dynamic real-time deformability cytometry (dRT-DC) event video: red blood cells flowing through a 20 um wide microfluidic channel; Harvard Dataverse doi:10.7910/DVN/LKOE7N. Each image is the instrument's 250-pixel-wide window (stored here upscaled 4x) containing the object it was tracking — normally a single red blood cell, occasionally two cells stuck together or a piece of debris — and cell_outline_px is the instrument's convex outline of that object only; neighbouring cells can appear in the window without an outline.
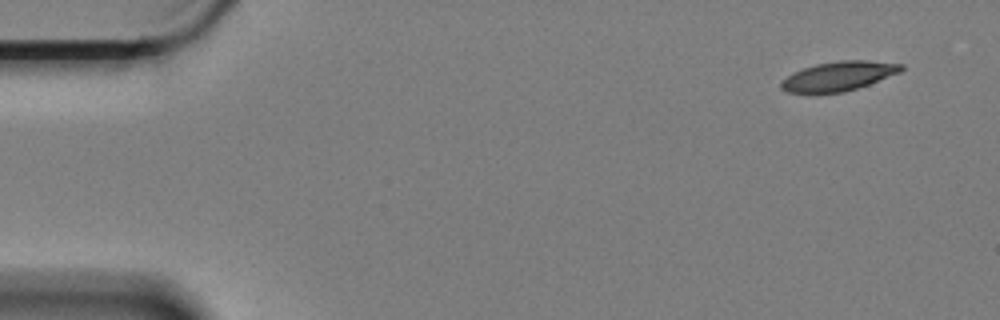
{"species": "Egyptian fruit bat (a non-hibernating species)", "species_latin": "Rousettus aegyptiacus", "temperature_condition": "cold", "stored_images_in_passage": 5, "camera_frame_rate_fps": 3000, "um_per_image_px": 0.085, "animal": {"sex": "female"}, "frame": {"image": 1, "passage_image": 1, "time_ms": 0.0, "image_size_px": [1000, 320], "cell_outline_px": [[904, 68], [900, 72], [868, 84], [844, 92], [812, 96], [788, 92], [780, 88], [780, 84], [788, 76], [804, 68], [816, 64], [840, 60], [868, 60], [904, 64]], "centroid_in_image_um": [71.25, 6.51], "position_along_channel_um": 13.8, "area_um2": 20.87}}
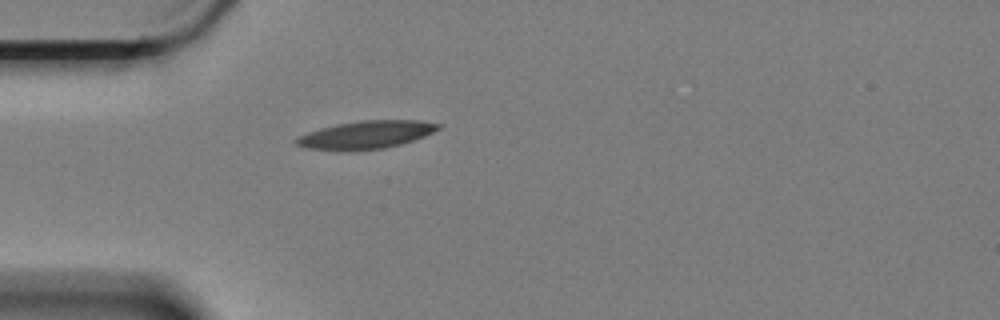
{"frame": {"image": 2, "passage_image": 5, "time_ms": 1.333, "image_size_px": [1000, 320], "cell_outline_px": [[440, 128], [424, 136], [400, 144], [384, 148], [308, 148], [296, 144], [292, 140], [296, 136], [320, 128], [336, 124], [360, 120], [420, 120], [440, 124]], "centroid_in_image_um": [31.12, 11.4], "position_along_channel_um": 53.9, "area_um2": 22.2}}